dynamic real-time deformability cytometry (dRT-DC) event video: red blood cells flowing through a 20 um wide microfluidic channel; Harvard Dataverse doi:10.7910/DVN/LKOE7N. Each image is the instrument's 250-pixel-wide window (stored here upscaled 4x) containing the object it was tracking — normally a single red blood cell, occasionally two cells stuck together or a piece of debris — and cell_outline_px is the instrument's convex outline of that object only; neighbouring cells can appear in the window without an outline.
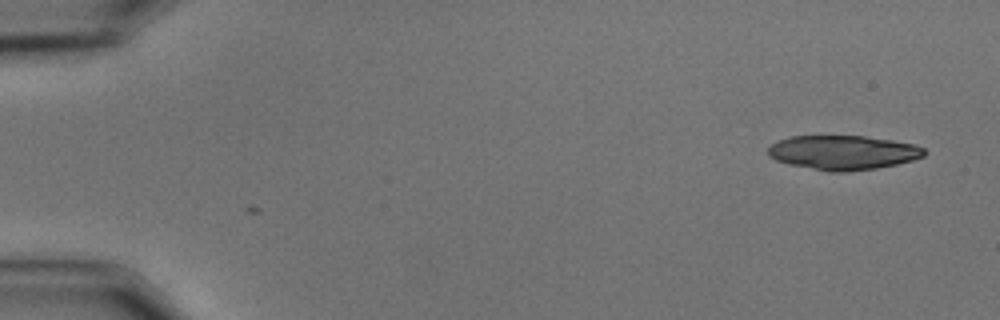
{"species": "common noctule bat (a hibernating species)", "species_latin": "Nyctalus noctula", "temperature_condition": "cold", "stored_images_in_passage": 5, "camera_frame_rate_fps": 3000, "um_per_image_px": 0.085, "animal": {"sex": "male", "body_mass_g": 15.6}, "frame": {"image": 1, "passage_image": 5, "time_ms": 1.333, "image_size_px": [1000, 320], "cell_outline_px": [[928, 152], [924, 156], [912, 160], [896, 164], [876, 168], [848, 172], [828, 172], [792, 164], [776, 160], [768, 156], [768, 148], [772, 144], [780, 140], [792, 136], [864, 136], [892, 140], [912, 144], [924, 148]], "centroid_in_image_um": [71.68, 12.97], "position_along_channel_um": 13.3, "area_um2": 31.1}}